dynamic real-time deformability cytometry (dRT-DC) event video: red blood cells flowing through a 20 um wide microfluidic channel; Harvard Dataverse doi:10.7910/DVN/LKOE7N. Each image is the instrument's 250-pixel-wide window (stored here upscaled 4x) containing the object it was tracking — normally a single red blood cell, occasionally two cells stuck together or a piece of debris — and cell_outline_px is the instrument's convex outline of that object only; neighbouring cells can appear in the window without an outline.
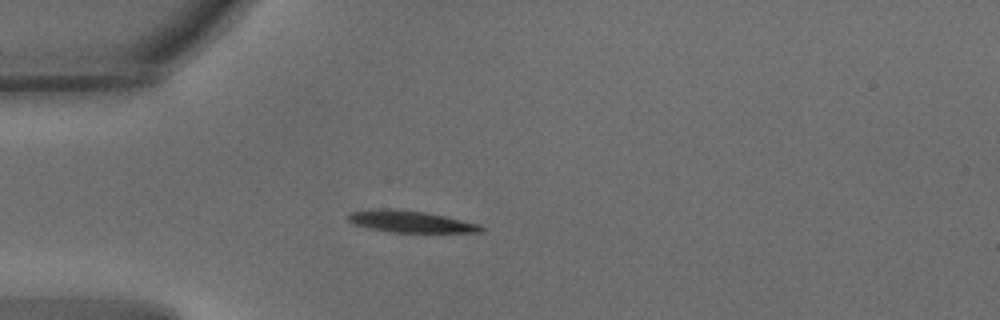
{"species": "common noctule bat (a hibernating species)", "species_latin": "Nyctalus noctula", "temperature_condition": "warm", "stored_images_in_passage": 41, "camera_frame_rate_fps": 3000, "um_per_image_px": 0.085, "animal": {"sex": "male", "body_mass_g": 15.6}, "frame": {"image": 1, "passage_image": 1, "time_ms": 0.0, "image_size_px": [1000, 320], "cell_outline_px": [[484, 232], [388, 232], [368, 228], [352, 224], [348, 220], [348, 212], [380, 208], [388, 208], [424, 212], [444, 216], [480, 224], [484, 228]], "centroid_in_image_um": [34.85, 18.83], "position_along_channel_um": 50.2, "area_um2": 16.82}}
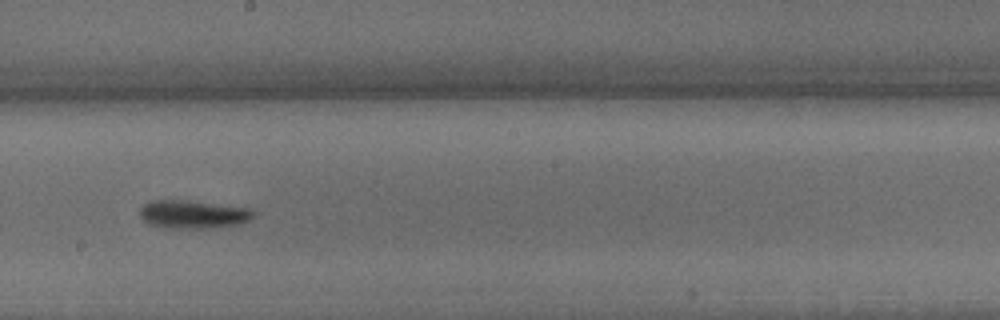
{"frame": {"image": 2, "passage_image": 17, "time_ms": 5.333, "image_size_px": [1000, 320], "cell_outline_px": [[256, 216], [248, 220], [236, 224], [212, 228], [172, 228], [148, 224], [140, 216], [140, 208], [144, 204], [152, 200], [184, 200], [252, 208], [256, 212]], "centroid_in_image_um": [16.43, 18.21], "position_along_channel_um": 231.8, "area_um2": 18.67}}
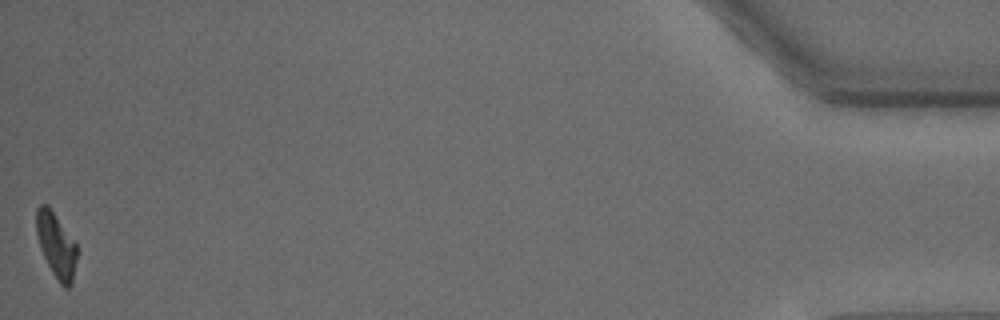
{"frame": {"image": 3, "passage_image": 41, "time_ms": 13.333, "image_size_px": [1000, 320], "cell_outline_px": [[80, 252], [72, 284], [68, 288], [64, 288], [60, 284], [52, 272], [40, 248], [36, 232], [36, 208], [40, 204], [48, 204], [76, 244]], "centroid_in_image_um": [4.81, 20.87], "position_along_channel_um": 430.4, "area_um2": 15.66}, "authors_computed_cell_mechanics": {"area_um2": 17.2822, "velocity_mm_per_s": 3.6501, "shape_relaxation_time_tau1_ms": 3.4307, "shape_relaxation_time_tau2_ms": null, "deformation_change_tau1": 0.1755, "deformation_change_tau2": null}}